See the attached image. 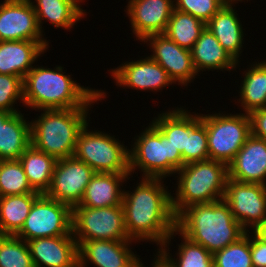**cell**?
<instances>
[{"instance_id":"cell-1","label":"cell","mask_w":266,"mask_h":267,"mask_svg":"<svg viewBox=\"0 0 266 267\" xmlns=\"http://www.w3.org/2000/svg\"><path fill=\"white\" fill-rule=\"evenodd\" d=\"M140 178L132 192L123 191L126 231L131 240L156 243L160 248L176 228L172 193L165 179Z\"/></svg>"},{"instance_id":"cell-13","label":"cell","mask_w":266,"mask_h":267,"mask_svg":"<svg viewBox=\"0 0 266 267\" xmlns=\"http://www.w3.org/2000/svg\"><path fill=\"white\" fill-rule=\"evenodd\" d=\"M149 46V56L155 60L176 85L190 86L199 77L191 56V50L180 47L165 34H153L146 37L142 44ZM177 82V83H176Z\"/></svg>"},{"instance_id":"cell-5","label":"cell","mask_w":266,"mask_h":267,"mask_svg":"<svg viewBox=\"0 0 266 267\" xmlns=\"http://www.w3.org/2000/svg\"><path fill=\"white\" fill-rule=\"evenodd\" d=\"M174 178H177V187L171 191H175L172 209L177 216L191 205L224 199L229 178L228 165L211 159L191 162L178 170Z\"/></svg>"},{"instance_id":"cell-36","label":"cell","mask_w":266,"mask_h":267,"mask_svg":"<svg viewBox=\"0 0 266 267\" xmlns=\"http://www.w3.org/2000/svg\"><path fill=\"white\" fill-rule=\"evenodd\" d=\"M19 102L24 106L23 78L0 74V110L11 113L21 112L15 106ZM16 107V108H15Z\"/></svg>"},{"instance_id":"cell-7","label":"cell","mask_w":266,"mask_h":267,"mask_svg":"<svg viewBox=\"0 0 266 267\" xmlns=\"http://www.w3.org/2000/svg\"><path fill=\"white\" fill-rule=\"evenodd\" d=\"M89 122L79 132L73 156L96 173H130L129 147L125 142L113 134L93 131Z\"/></svg>"},{"instance_id":"cell-18","label":"cell","mask_w":266,"mask_h":267,"mask_svg":"<svg viewBox=\"0 0 266 267\" xmlns=\"http://www.w3.org/2000/svg\"><path fill=\"white\" fill-rule=\"evenodd\" d=\"M27 244L34 267H74L79 262L73 235L35 238Z\"/></svg>"},{"instance_id":"cell-8","label":"cell","mask_w":266,"mask_h":267,"mask_svg":"<svg viewBox=\"0 0 266 267\" xmlns=\"http://www.w3.org/2000/svg\"><path fill=\"white\" fill-rule=\"evenodd\" d=\"M225 112L200 113V116L207 129L209 159L228 165L251 135V121L249 114L241 111Z\"/></svg>"},{"instance_id":"cell-31","label":"cell","mask_w":266,"mask_h":267,"mask_svg":"<svg viewBox=\"0 0 266 267\" xmlns=\"http://www.w3.org/2000/svg\"><path fill=\"white\" fill-rule=\"evenodd\" d=\"M206 23L191 14L173 9L164 34L180 47L191 50Z\"/></svg>"},{"instance_id":"cell-9","label":"cell","mask_w":266,"mask_h":267,"mask_svg":"<svg viewBox=\"0 0 266 267\" xmlns=\"http://www.w3.org/2000/svg\"><path fill=\"white\" fill-rule=\"evenodd\" d=\"M72 234L76 241L131 240L128 237L122 205L72 208Z\"/></svg>"},{"instance_id":"cell-40","label":"cell","mask_w":266,"mask_h":267,"mask_svg":"<svg viewBox=\"0 0 266 267\" xmlns=\"http://www.w3.org/2000/svg\"><path fill=\"white\" fill-rule=\"evenodd\" d=\"M251 233L263 243H266V218L256 225L252 230Z\"/></svg>"},{"instance_id":"cell-12","label":"cell","mask_w":266,"mask_h":267,"mask_svg":"<svg viewBox=\"0 0 266 267\" xmlns=\"http://www.w3.org/2000/svg\"><path fill=\"white\" fill-rule=\"evenodd\" d=\"M224 200L246 231H251L266 218V185L228 178Z\"/></svg>"},{"instance_id":"cell-17","label":"cell","mask_w":266,"mask_h":267,"mask_svg":"<svg viewBox=\"0 0 266 267\" xmlns=\"http://www.w3.org/2000/svg\"><path fill=\"white\" fill-rule=\"evenodd\" d=\"M125 6L133 37L142 42L153 34H164L174 9V0H127Z\"/></svg>"},{"instance_id":"cell-34","label":"cell","mask_w":266,"mask_h":267,"mask_svg":"<svg viewBox=\"0 0 266 267\" xmlns=\"http://www.w3.org/2000/svg\"><path fill=\"white\" fill-rule=\"evenodd\" d=\"M0 267H34L27 242L16 235H0Z\"/></svg>"},{"instance_id":"cell-38","label":"cell","mask_w":266,"mask_h":267,"mask_svg":"<svg viewBox=\"0 0 266 267\" xmlns=\"http://www.w3.org/2000/svg\"><path fill=\"white\" fill-rule=\"evenodd\" d=\"M251 134L266 140V108L257 109L249 114Z\"/></svg>"},{"instance_id":"cell-24","label":"cell","mask_w":266,"mask_h":267,"mask_svg":"<svg viewBox=\"0 0 266 267\" xmlns=\"http://www.w3.org/2000/svg\"><path fill=\"white\" fill-rule=\"evenodd\" d=\"M35 10L38 26L42 33L43 24L49 22L55 28L72 30L73 27L87 17L86 10L81 8L85 0H29ZM46 20V21H45ZM44 22V23H43Z\"/></svg>"},{"instance_id":"cell-30","label":"cell","mask_w":266,"mask_h":267,"mask_svg":"<svg viewBox=\"0 0 266 267\" xmlns=\"http://www.w3.org/2000/svg\"><path fill=\"white\" fill-rule=\"evenodd\" d=\"M31 187L45 194L52 181L57 159L30 145L19 158Z\"/></svg>"},{"instance_id":"cell-37","label":"cell","mask_w":266,"mask_h":267,"mask_svg":"<svg viewBox=\"0 0 266 267\" xmlns=\"http://www.w3.org/2000/svg\"><path fill=\"white\" fill-rule=\"evenodd\" d=\"M229 0H174V9L207 23Z\"/></svg>"},{"instance_id":"cell-15","label":"cell","mask_w":266,"mask_h":267,"mask_svg":"<svg viewBox=\"0 0 266 267\" xmlns=\"http://www.w3.org/2000/svg\"><path fill=\"white\" fill-rule=\"evenodd\" d=\"M132 243L138 244L134 240L77 241L80 267H140L143 261L132 251Z\"/></svg>"},{"instance_id":"cell-35","label":"cell","mask_w":266,"mask_h":267,"mask_svg":"<svg viewBox=\"0 0 266 267\" xmlns=\"http://www.w3.org/2000/svg\"><path fill=\"white\" fill-rule=\"evenodd\" d=\"M214 267H253L249 231L237 242L213 253Z\"/></svg>"},{"instance_id":"cell-14","label":"cell","mask_w":266,"mask_h":267,"mask_svg":"<svg viewBox=\"0 0 266 267\" xmlns=\"http://www.w3.org/2000/svg\"><path fill=\"white\" fill-rule=\"evenodd\" d=\"M118 87L138 91L162 92L175 83L165 69L150 56H142L137 60H128L114 69L108 70Z\"/></svg>"},{"instance_id":"cell-19","label":"cell","mask_w":266,"mask_h":267,"mask_svg":"<svg viewBox=\"0 0 266 267\" xmlns=\"http://www.w3.org/2000/svg\"><path fill=\"white\" fill-rule=\"evenodd\" d=\"M228 177L242 183L266 185V140L251 134L228 164Z\"/></svg>"},{"instance_id":"cell-6","label":"cell","mask_w":266,"mask_h":267,"mask_svg":"<svg viewBox=\"0 0 266 267\" xmlns=\"http://www.w3.org/2000/svg\"><path fill=\"white\" fill-rule=\"evenodd\" d=\"M133 137L130 145V173L141 172L142 178L166 179L182 168V155L170 141L150 122ZM168 176V177H167Z\"/></svg>"},{"instance_id":"cell-39","label":"cell","mask_w":266,"mask_h":267,"mask_svg":"<svg viewBox=\"0 0 266 267\" xmlns=\"http://www.w3.org/2000/svg\"><path fill=\"white\" fill-rule=\"evenodd\" d=\"M250 251L253 267H266V243L258 240L250 231Z\"/></svg>"},{"instance_id":"cell-32","label":"cell","mask_w":266,"mask_h":267,"mask_svg":"<svg viewBox=\"0 0 266 267\" xmlns=\"http://www.w3.org/2000/svg\"><path fill=\"white\" fill-rule=\"evenodd\" d=\"M36 192L27 179L19 159L0 160V197Z\"/></svg>"},{"instance_id":"cell-20","label":"cell","mask_w":266,"mask_h":267,"mask_svg":"<svg viewBox=\"0 0 266 267\" xmlns=\"http://www.w3.org/2000/svg\"><path fill=\"white\" fill-rule=\"evenodd\" d=\"M246 0H229L224 6L206 23V27L216 37L223 48L238 63L241 53L244 51V25L239 18L236 5ZM248 3V0L246 1ZM243 49V50H242Z\"/></svg>"},{"instance_id":"cell-33","label":"cell","mask_w":266,"mask_h":267,"mask_svg":"<svg viewBox=\"0 0 266 267\" xmlns=\"http://www.w3.org/2000/svg\"><path fill=\"white\" fill-rule=\"evenodd\" d=\"M209 159L207 144V129L200 113L189 110V134L186 149H184V165Z\"/></svg>"},{"instance_id":"cell-26","label":"cell","mask_w":266,"mask_h":267,"mask_svg":"<svg viewBox=\"0 0 266 267\" xmlns=\"http://www.w3.org/2000/svg\"><path fill=\"white\" fill-rule=\"evenodd\" d=\"M247 70L241 74V85L239 86L238 107L242 112L250 114L257 109L266 108V60L248 64ZM240 104V105H239Z\"/></svg>"},{"instance_id":"cell-22","label":"cell","mask_w":266,"mask_h":267,"mask_svg":"<svg viewBox=\"0 0 266 267\" xmlns=\"http://www.w3.org/2000/svg\"><path fill=\"white\" fill-rule=\"evenodd\" d=\"M130 177L131 173H95L77 206L102 208L122 205L123 184Z\"/></svg>"},{"instance_id":"cell-3","label":"cell","mask_w":266,"mask_h":267,"mask_svg":"<svg viewBox=\"0 0 266 267\" xmlns=\"http://www.w3.org/2000/svg\"><path fill=\"white\" fill-rule=\"evenodd\" d=\"M176 229L212 254L237 242L247 232L224 199L185 208L176 216Z\"/></svg>"},{"instance_id":"cell-42","label":"cell","mask_w":266,"mask_h":267,"mask_svg":"<svg viewBox=\"0 0 266 267\" xmlns=\"http://www.w3.org/2000/svg\"><path fill=\"white\" fill-rule=\"evenodd\" d=\"M13 113L0 110V121H6Z\"/></svg>"},{"instance_id":"cell-43","label":"cell","mask_w":266,"mask_h":267,"mask_svg":"<svg viewBox=\"0 0 266 267\" xmlns=\"http://www.w3.org/2000/svg\"><path fill=\"white\" fill-rule=\"evenodd\" d=\"M74 267H80V264H79V262L74 266Z\"/></svg>"},{"instance_id":"cell-11","label":"cell","mask_w":266,"mask_h":267,"mask_svg":"<svg viewBox=\"0 0 266 267\" xmlns=\"http://www.w3.org/2000/svg\"><path fill=\"white\" fill-rule=\"evenodd\" d=\"M95 173L90 166L74 156L58 159L45 195L73 208L79 205Z\"/></svg>"},{"instance_id":"cell-10","label":"cell","mask_w":266,"mask_h":267,"mask_svg":"<svg viewBox=\"0 0 266 267\" xmlns=\"http://www.w3.org/2000/svg\"><path fill=\"white\" fill-rule=\"evenodd\" d=\"M72 234V208L41 194L33 203L21 230L16 234L24 241Z\"/></svg>"},{"instance_id":"cell-23","label":"cell","mask_w":266,"mask_h":267,"mask_svg":"<svg viewBox=\"0 0 266 267\" xmlns=\"http://www.w3.org/2000/svg\"><path fill=\"white\" fill-rule=\"evenodd\" d=\"M193 65L198 75L209 71H236L240 62H236L223 48L216 37L206 27L191 49Z\"/></svg>"},{"instance_id":"cell-16","label":"cell","mask_w":266,"mask_h":267,"mask_svg":"<svg viewBox=\"0 0 266 267\" xmlns=\"http://www.w3.org/2000/svg\"><path fill=\"white\" fill-rule=\"evenodd\" d=\"M41 32L29 0L0 2V41L29 40L49 42Z\"/></svg>"},{"instance_id":"cell-27","label":"cell","mask_w":266,"mask_h":267,"mask_svg":"<svg viewBox=\"0 0 266 267\" xmlns=\"http://www.w3.org/2000/svg\"><path fill=\"white\" fill-rule=\"evenodd\" d=\"M24 116L16 112L0 121V160L19 159L31 145V125Z\"/></svg>"},{"instance_id":"cell-29","label":"cell","mask_w":266,"mask_h":267,"mask_svg":"<svg viewBox=\"0 0 266 267\" xmlns=\"http://www.w3.org/2000/svg\"><path fill=\"white\" fill-rule=\"evenodd\" d=\"M162 111L150 121L167 139L175 150L182 155V167L184 166V149H186L187 136L189 134V110L181 105ZM183 107V108H182Z\"/></svg>"},{"instance_id":"cell-4","label":"cell","mask_w":266,"mask_h":267,"mask_svg":"<svg viewBox=\"0 0 266 267\" xmlns=\"http://www.w3.org/2000/svg\"><path fill=\"white\" fill-rule=\"evenodd\" d=\"M91 108L39 110L41 114L30 121L31 145L57 160L72 157L79 132L91 121Z\"/></svg>"},{"instance_id":"cell-25","label":"cell","mask_w":266,"mask_h":267,"mask_svg":"<svg viewBox=\"0 0 266 267\" xmlns=\"http://www.w3.org/2000/svg\"><path fill=\"white\" fill-rule=\"evenodd\" d=\"M179 236L181 243L178 244V250L173 255L169 248L171 240ZM158 249V251H157ZM153 253L165 267H214L213 254L206 250L201 244L195 243L181 234L176 228L170 234L165 243ZM171 249V250H169Z\"/></svg>"},{"instance_id":"cell-2","label":"cell","mask_w":266,"mask_h":267,"mask_svg":"<svg viewBox=\"0 0 266 267\" xmlns=\"http://www.w3.org/2000/svg\"><path fill=\"white\" fill-rule=\"evenodd\" d=\"M23 87L24 107H30L29 109L36 112L93 107L98 101L105 100L108 94L105 90L84 87L77 83L72 75L66 74L61 65L52 69L35 64L25 75Z\"/></svg>"},{"instance_id":"cell-28","label":"cell","mask_w":266,"mask_h":267,"mask_svg":"<svg viewBox=\"0 0 266 267\" xmlns=\"http://www.w3.org/2000/svg\"><path fill=\"white\" fill-rule=\"evenodd\" d=\"M40 195L41 193H28L0 197V235H16Z\"/></svg>"},{"instance_id":"cell-41","label":"cell","mask_w":266,"mask_h":267,"mask_svg":"<svg viewBox=\"0 0 266 267\" xmlns=\"http://www.w3.org/2000/svg\"><path fill=\"white\" fill-rule=\"evenodd\" d=\"M152 256H154V259H153V261H151L152 262L151 263V265H152L151 267H165L163 265V263L155 255H152ZM140 267H148V266H145L144 262H143Z\"/></svg>"},{"instance_id":"cell-21","label":"cell","mask_w":266,"mask_h":267,"mask_svg":"<svg viewBox=\"0 0 266 267\" xmlns=\"http://www.w3.org/2000/svg\"><path fill=\"white\" fill-rule=\"evenodd\" d=\"M49 42L29 40L0 41V74L25 75L49 49Z\"/></svg>"}]
</instances>
